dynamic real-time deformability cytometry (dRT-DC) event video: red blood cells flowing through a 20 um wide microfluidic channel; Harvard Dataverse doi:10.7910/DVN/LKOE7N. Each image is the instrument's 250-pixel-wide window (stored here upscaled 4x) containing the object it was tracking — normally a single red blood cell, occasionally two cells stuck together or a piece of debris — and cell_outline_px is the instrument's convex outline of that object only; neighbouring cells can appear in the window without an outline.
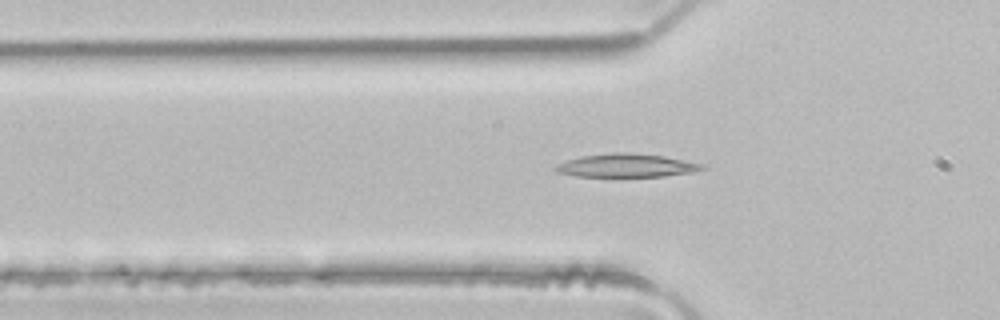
{"species": "common noctule bat (a hibernating species)", "species_latin": "Nyctalus noctula", "temperature_condition": "room temperature", "stored_images_in_passage": 44, "camera_frame_rate_fps": 3000, "um_per_image_px": 0.085, "animal": {"sex": "male", "body_mass_g": 21.5, "forearm_length_mm": 52.0}, "frame": {"image": 1, "passage_image": 16, "time_ms": 5.0, "image_size_px": [1000, 320], "cell_outline_px": [[704, 168], [692, 172], [664, 176], [576, 176], [560, 172], [552, 168], [556, 164], [568, 160], [584, 156], [616, 152], [628, 152], [664, 156], [704, 164]], "centroid_in_image_um": [53.25, 14.06], "position_along_channel_um": 72.5, "area_um2": 19.59}}
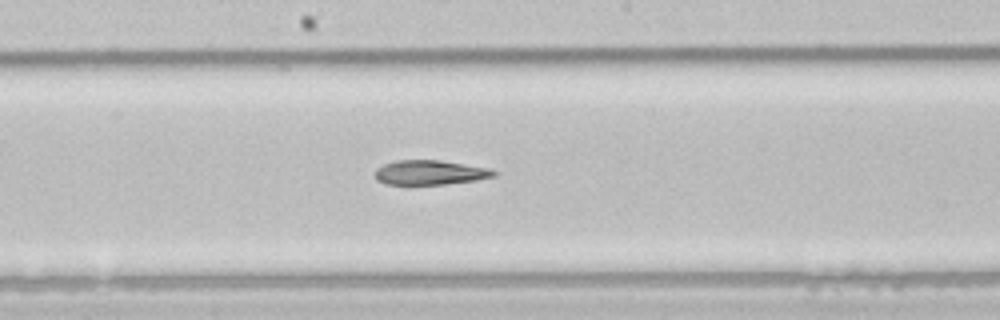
{"frame": {"image": 2, "passage_image": 26, "time_ms": 8.333, "image_size_px": [1000, 320], "cell_outline_px": [[496, 176], [476, 180], [444, 184], [388, 184], [376, 180], [376, 168], [384, 164], [396, 160], [440, 160], [492, 168], [496, 172]], "centroid_in_image_um": [36.58, 14.65], "position_along_channel_um": 211.6, "area_um2": 16.99}}
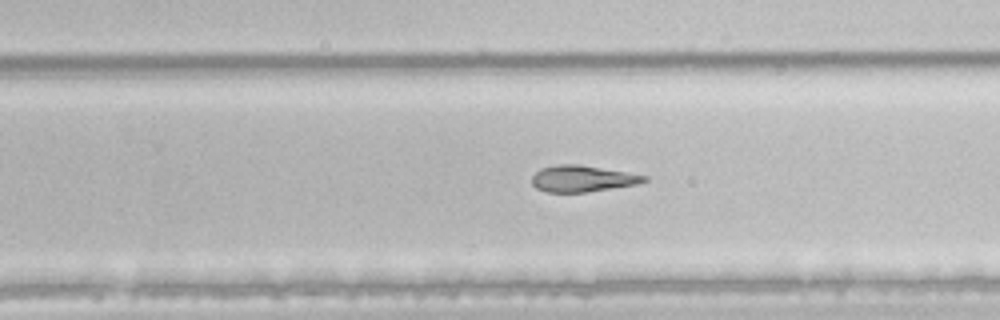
{"frame": {"image": 3, "passage_image": 31, "time_ms": 10.0, "image_size_px": [1000, 320], "cell_outline_px": [[648, 180], [636, 184], [584, 192], [548, 192], [536, 188], [532, 184], [532, 176], [540, 168], [556, 164], [580, 164], [648, 176]], "centroid_in_image_um": [49.46, 15.17], "position_along_channel_um": 280.3, "area_um2": 17.11}}